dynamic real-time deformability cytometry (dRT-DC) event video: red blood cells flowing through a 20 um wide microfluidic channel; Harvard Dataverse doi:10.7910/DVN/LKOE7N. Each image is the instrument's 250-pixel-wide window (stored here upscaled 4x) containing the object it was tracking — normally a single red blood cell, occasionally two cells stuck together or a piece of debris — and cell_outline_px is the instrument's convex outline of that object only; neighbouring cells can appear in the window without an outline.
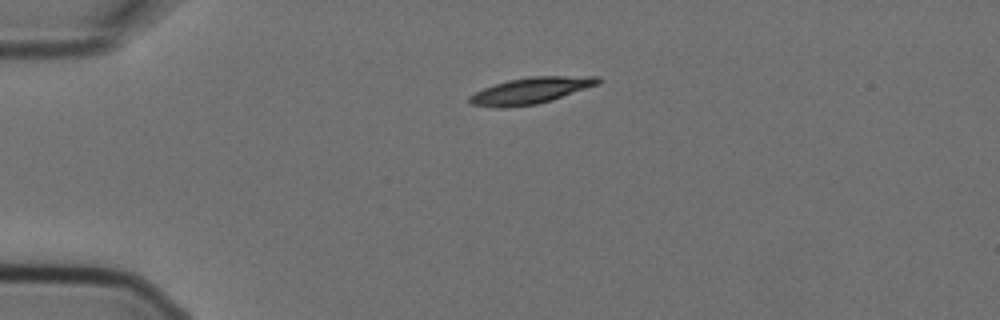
{"species": "Egyptian fruit bat (a non-hibernating species)", "species_latin": "Rousettus aegyptiacus", "temperature_condition": "cold", "stored_images_in_passage": 3, "camera_frame_rate_fps": 3000, "um_per_image_px": 0.085, "animal": {"sex": "female"}, "frame": {"image": 1, "passage_image": 1, "time_ms": 0.0, "image_size_px": [1000, 320], "cell_outline_px": [[604, 80], [600, 84], [552, 100], [536, 104], [504, 108], [496, 108], [472, 104], [468, 100], [468, 96], [484, 88], [508, 80], [532, 76], [600, 76]], "centroid_in_image_um": [45.17, 7.69], "position_along_channel_um": 39.8, "area_um2": 19.83}}